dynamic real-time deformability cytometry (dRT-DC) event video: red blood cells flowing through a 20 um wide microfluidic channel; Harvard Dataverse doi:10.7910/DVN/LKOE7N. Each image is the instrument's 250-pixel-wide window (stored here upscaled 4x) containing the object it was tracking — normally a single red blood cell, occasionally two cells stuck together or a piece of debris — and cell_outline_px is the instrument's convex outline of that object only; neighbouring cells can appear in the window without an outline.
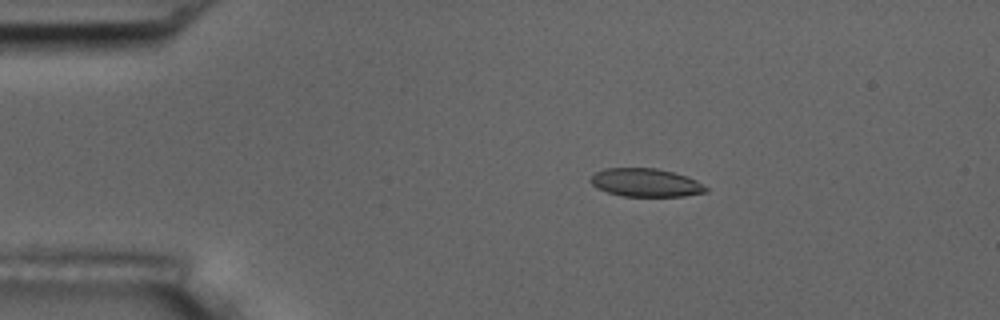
{"species": "common noctule bat (a hibernating species)", "species_latin": "Nyctalus noctula", "temperature_condition": "room temperature", "stored_images_in_passage": 5, "segment_of_instrument_passage": [1, 2], "camera_frame_rate_fps": 3000, "um_per_image_px": 0.085, "animal": {"sex": "male", "body_mass_g": 17.5, "forearm_length_mm": 52.3}, "frame": {"image": 1, "passage_image": 3, "time_ms": 2.333, "image_size_px": [1000, 320], "cell_outline_px": [[708, 192], [684, 196], [620, 196], [596, 188], [588, 180], [596, 172], [604, 168], [656, 168], [672, 172], [696, 180], [708, 188]], "centroid_in_image_um": [54.86, 15.53], "position_along_channel_um": 30.1, "area_um2": 18.96}}